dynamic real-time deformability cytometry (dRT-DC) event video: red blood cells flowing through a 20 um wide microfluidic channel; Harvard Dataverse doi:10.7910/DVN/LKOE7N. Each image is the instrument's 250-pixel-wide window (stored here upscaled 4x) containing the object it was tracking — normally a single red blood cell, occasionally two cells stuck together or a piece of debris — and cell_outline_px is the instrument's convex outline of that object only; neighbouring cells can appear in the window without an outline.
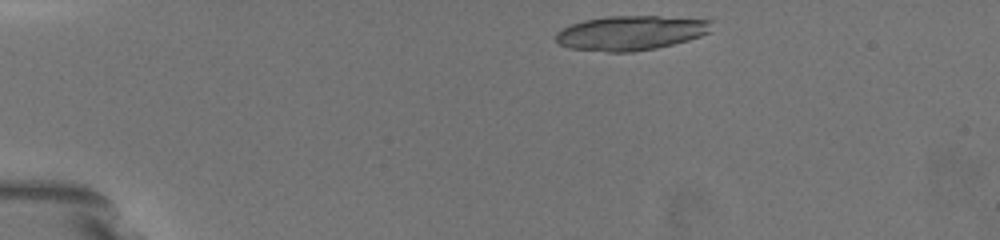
{"species": "common noctule bat (a hibernating species)", "species_latin": "Nyctalus noctula", "temperature_condition": "warm", "stored_images_in_passage": 3, "camera_frame_rate_fps": 3000, "um_per_image_px": 0.085, "animal": {"sex": "female", "body_mass_g": 19.5, "forearm_length_mm": 54.1}, "frame": {"image": 1, "passage_image": 2, "time_ms": 0.333, "image_size_px": [1000, 240], "cell_outline_px": [[712, 20], [708, 32], [700, 36], [688, 40], [656, 48], [632, 52], [608, 52], [572, 48], [560, 44], [556, 40], [556, 32], [572, 24], [584, 20], [608, 16], [660, 16]], "centroid_in_image_um": [53.61, 2.79], "position_along_channel_um": 31.4, "area_um2": 31.04}}